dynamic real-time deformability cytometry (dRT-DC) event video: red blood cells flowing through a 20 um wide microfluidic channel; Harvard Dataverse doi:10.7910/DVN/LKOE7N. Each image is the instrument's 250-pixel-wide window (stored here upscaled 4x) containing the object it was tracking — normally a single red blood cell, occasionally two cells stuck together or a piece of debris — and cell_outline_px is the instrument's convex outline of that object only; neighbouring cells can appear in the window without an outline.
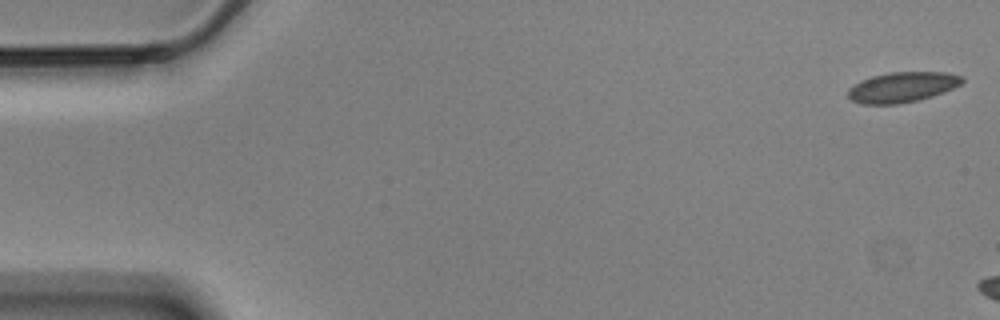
{"species": "Egyptian fruit bat (a non-hibernating species)", "species_latin": "Rousettus aegyptiacus", "temperature_condition": "cold", "stored_images_in_passage": 15, "camera_frame_rate_fps": 3000, "um_per_image_px": 0.085, "animal": {"sex": "male"}, "frame": {"image": 1, "passage_image": 1, "time_ms": 0.0, "image_size_px": [1000, 320], "cell_outline_px": [[964, 80], [960, 84], [944, 92], [932, 96], [916, 100], [896, 104], [860, 104], [852, 100], [848, 96], [848, 88], [852, 84], [860, 80], [872, 76], [888, 72], [948, 72], [964, 76]], "centroid_in_image_um": [76.67, 7.39], "position_along_channel_um": 8.3, "area_um2": 20.23}}